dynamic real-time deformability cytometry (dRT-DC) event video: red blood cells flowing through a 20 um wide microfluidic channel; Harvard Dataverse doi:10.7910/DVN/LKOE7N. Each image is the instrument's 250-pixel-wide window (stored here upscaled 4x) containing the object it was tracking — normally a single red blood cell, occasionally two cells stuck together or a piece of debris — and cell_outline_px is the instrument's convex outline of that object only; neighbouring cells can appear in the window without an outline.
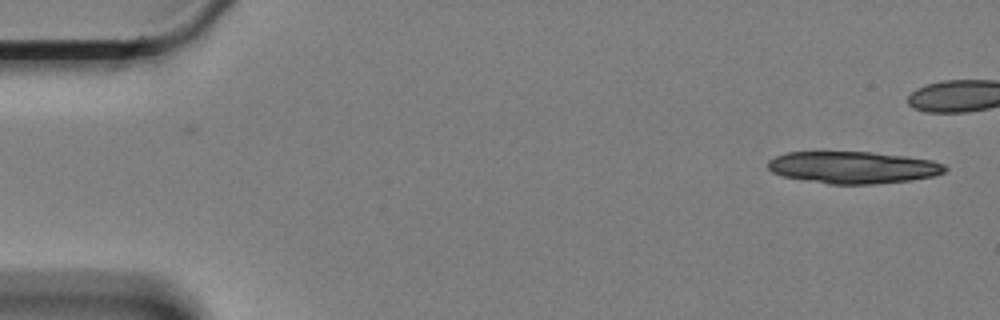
{"species": "Egyptian fruit bat (a non-hibernating species)", "species_latin": "Rousettus aegyptiacus", "temperature_condition": "cold", "stored_images_in_passage": 5, "camera_frame_rate_fps": 3000, "um_per_image_px": 0.085, "animal": {"sex": "female"}, "frame": {"image": 1, "passage_image": 1, "time_ms": 0.0, "image_size_px": [1000, 320], "cell_outline_px": [[948, 168], [944, 172], [936, 176], [908, 180], [872, 184], [828, 184], [784, 176], [772, 172], [768, 168], [768, 160], [776, 156], [788, 152], [872, 152], [904, 156], [932, 160], [944, 164]], "centroid_in_image_um": [72.53, 14.23], "position_along_channel_um": 12.5, "area_um2": 32.89}}